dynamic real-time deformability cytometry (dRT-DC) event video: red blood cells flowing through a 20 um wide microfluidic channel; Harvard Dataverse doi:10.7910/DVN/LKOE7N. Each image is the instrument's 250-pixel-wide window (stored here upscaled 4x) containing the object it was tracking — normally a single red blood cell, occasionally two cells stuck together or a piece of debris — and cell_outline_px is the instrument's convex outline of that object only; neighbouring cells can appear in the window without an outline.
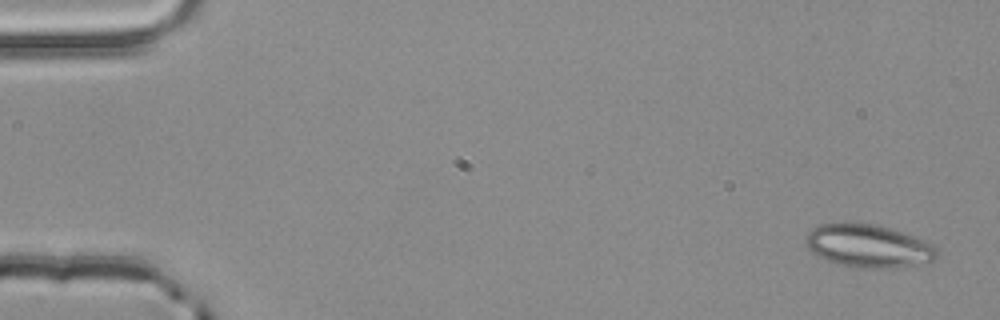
{"species": "common noctule bat (a hibernating species)", "species_latin": "Nyctalus noctula", "temperature_condition": "room temperature", "stored_images_in_passage": 4, "camera_frame_rate_fps": 3000, "um_per_image_px": 0.085, "animal": {"sex": "male", "body_mass_g": 20.4}, "frame": {"image": 1, "passage_image": 1, "time_ms": 0.0, "image_size_px": [1000, 320], "cell_outline_px": [[940, 252], [932, 260], [912, 264], [884, 268], [864, 268], [840, 264], [816, 256], [808, 248], [804, 240], [804, 236], [812, 228], [820, 224], [876, 224], [892, 228], [932, 244], [940, 248]], "centroid_in_image_um": [73.78, 20.9], "position_along_channel_um": 11.2, "area_um2": 32.37}}